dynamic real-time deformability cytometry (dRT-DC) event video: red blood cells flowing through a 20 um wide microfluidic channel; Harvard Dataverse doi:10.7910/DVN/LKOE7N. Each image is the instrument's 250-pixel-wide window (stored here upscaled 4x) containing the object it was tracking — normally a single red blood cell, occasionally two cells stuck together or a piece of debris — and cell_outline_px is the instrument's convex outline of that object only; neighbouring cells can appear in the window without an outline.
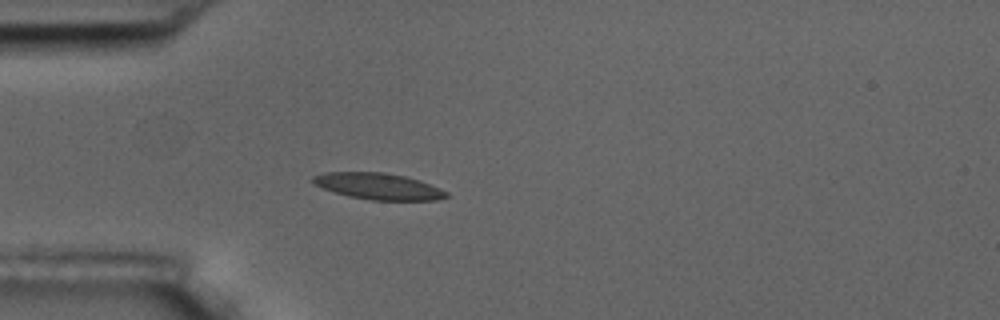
{"species": "common noctule bat (a hibernating species)", "species_latin": "Nyctalus noctula", "temperature_condition": "room temperature", "stored_images_in_passage": 5, "camera_frame_rate_fps": 3000, "um_per_image_px": 0.085, "animal": {"sex": "male", "body_mass_g": 17.5, "forearm_length_mm": 52.3}, "frame": {"image": 1, "passage_image": 5, "time_ms": 4.667, "image_size_px": [1000, 320], "cell_outline_px": [[448, 196], [436, 200], [372, 200], [348, 196], [312, 184], [312, 176], [324, 172], [384, 172], [404, 176], [420, 180], [440, 188], [448, 192]], "centroid_in_image_um": [32.15, 15.83], "position_along_channel_um": 52.8, "area_um2": 20.46}}